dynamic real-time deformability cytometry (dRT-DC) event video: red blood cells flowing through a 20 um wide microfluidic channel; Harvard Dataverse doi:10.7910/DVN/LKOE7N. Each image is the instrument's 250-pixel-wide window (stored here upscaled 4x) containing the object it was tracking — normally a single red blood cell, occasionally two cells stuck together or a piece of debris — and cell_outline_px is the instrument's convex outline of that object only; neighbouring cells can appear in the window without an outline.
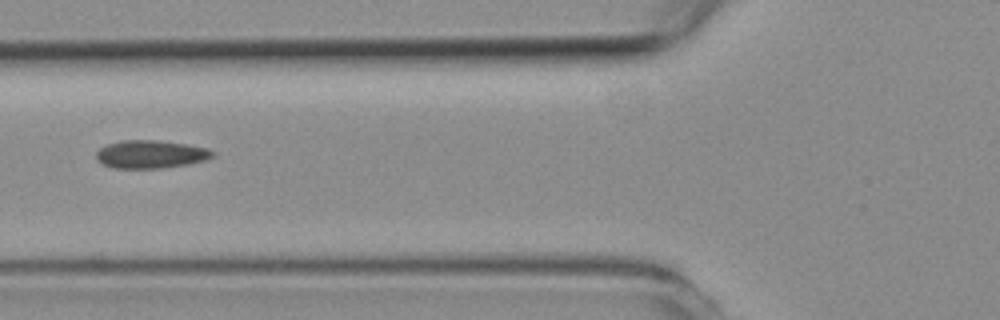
{"species": "common noctule bat (a hibernating species)", "species_latin": "Nyctalus noctula", "temperature_condition": "room temperature", "stored_images_in_passage": 5, "camera_frame_rate_fps": 3000, "um_per_image_px": 0.085, "animal": {"sex": "female", "body_mass_g": 19.3, "forearm_length_mm": 54.1}, "frame": {"image": 1, "passage_image": 2, "time_ms": 1.0, "image_size_px": [1000, 320], "cell_outline_px": [[216, 156], [204, 160], [188, 164], [160, 168], [112, 168], [104, 164], [96, 156], [96, 152], [100, 148], [108, 144], [120, 140], [156, 140], [184, 144], [208, 148], [216, 152]], "centroid_in_image_um": [12.84, 13.11], "position_along_channel_um": 113.0, "area_um2": 18.9}}
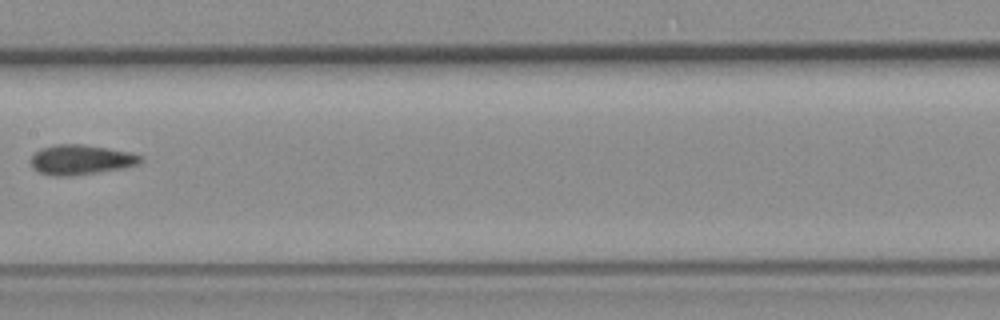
{"frame": {"image": 2, "passage_image": 4, "time_ms": 3.333, "image_size_px": [1000, 320], "cell_outline_px": [[144, 160], [136, 164], [124, 168], [72, 176], [48, 176], [32, 168], [32, 156], [40, 148], [56, 144], [80, 144], [108, 148], [132, 152], [144, 156]], "centroid_in_image_um": [6.9, 13.58], "position_along_channel_um": 200.5, "area_um2": 19.25}}
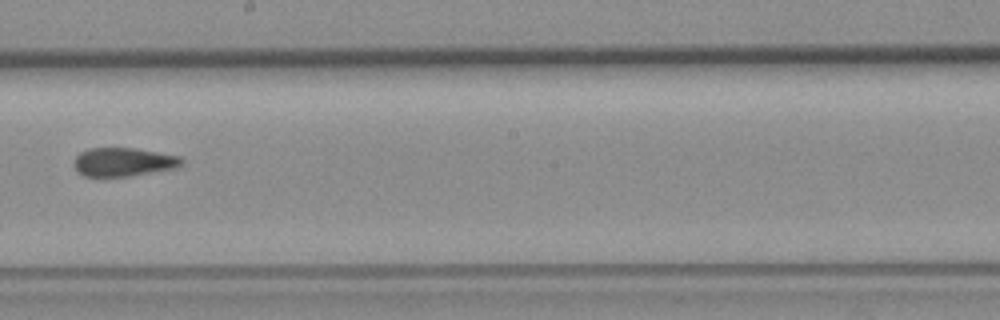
{"frame": {"image": 3, "passage_image": 5, "time_ms": 4.333, "image_size_px": [1000, 320], "cell_outline_px": [[184, 160], [176, 168], [128, 176], [84, 176], [72, 164], [76, 156], [80, 152], [88, 148], [136, 148], [180, 156]], "centroid_in_image_um": [10.48, 13.75], "position_along_channel_um": 237.7, "area_um2": 17.86}}